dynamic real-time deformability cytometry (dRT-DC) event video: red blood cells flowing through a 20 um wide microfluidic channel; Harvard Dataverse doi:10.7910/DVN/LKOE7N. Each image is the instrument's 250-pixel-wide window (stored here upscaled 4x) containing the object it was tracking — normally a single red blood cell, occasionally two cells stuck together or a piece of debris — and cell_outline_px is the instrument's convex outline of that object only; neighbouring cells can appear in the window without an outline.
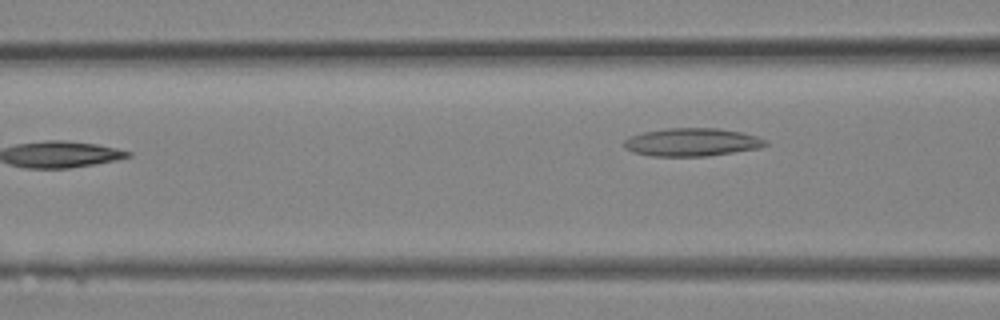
{"species": "Egyptian fruit bat (a non-hibernating species)", "species_latin": "Rousettus aegyptiacus", "temperature_condition": "room temperature", "stored_images_in_passage": 5, "segment_of_instrument_passage": [2, 2], "camera_frame_rate_fps": 3000, "um_per_image_px": 0.085, "animal": {"sex": "female"}, "frame": {"image": 1, "passage_image": 5, "time_ms": 1.333, "image_size_px": [1000, 320], "cell_outline_px": [[768, 144], [760, 148], [708, 156], [652, 156], [632, 152], [624, 148], [624, 140], [628, 136], [644, 132], [668, 128], [720, 128], [740, 132], [756, 136], [768, 140]], "centroid_in_image_um": [58.81, 12.08], "position_along_channel_um": 107.8, "area_um2": 23.24}}